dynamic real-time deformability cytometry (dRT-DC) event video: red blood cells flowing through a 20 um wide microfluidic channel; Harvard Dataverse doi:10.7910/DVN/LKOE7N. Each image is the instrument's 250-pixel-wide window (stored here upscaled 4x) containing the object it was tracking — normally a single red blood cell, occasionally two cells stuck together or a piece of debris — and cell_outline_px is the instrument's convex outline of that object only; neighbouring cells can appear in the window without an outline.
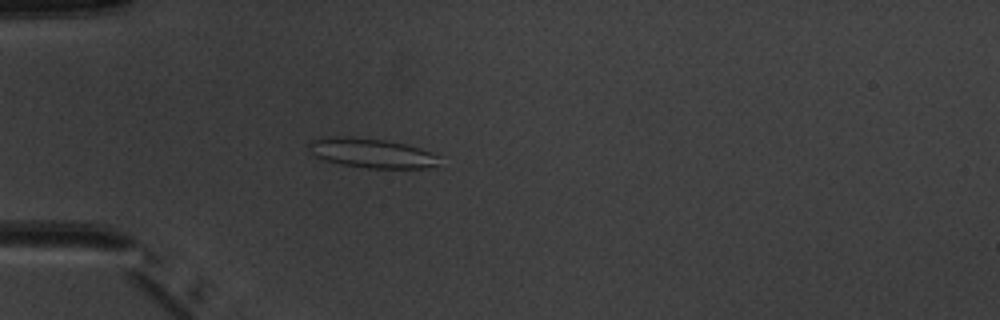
{"species": "common noctule bat (a hibernating species)", "species_latin": "Nyctalus noctula", "temperature_condition": "warm", "stored_images_in_passage": 4, "camera_frame_rate_fps": 3000, "um_per_image_px": 0.085, "animal": {"sex": "male", "body_mass_g": 20.1, "forearm_length_mm": 53.5}, "frame": {"image": 1, "passage_image": 4, "time_ms": 4.333, "image_size_px": [1000, 320], "cell_outline_px": [[440, 156], [436, 164], [432, 168], [368, 168], [340, 164], [324, 160], [316, 156], [308, 148], [308, 144], [312, 140], [332, 136], [348, 136], [384, 140], [404, 144], [420, 148], [432, 152]], "centroid_in_image_um": [31.59, 13.01], "position_along_channel_um": 53.4, "area_um2": 22.37}}